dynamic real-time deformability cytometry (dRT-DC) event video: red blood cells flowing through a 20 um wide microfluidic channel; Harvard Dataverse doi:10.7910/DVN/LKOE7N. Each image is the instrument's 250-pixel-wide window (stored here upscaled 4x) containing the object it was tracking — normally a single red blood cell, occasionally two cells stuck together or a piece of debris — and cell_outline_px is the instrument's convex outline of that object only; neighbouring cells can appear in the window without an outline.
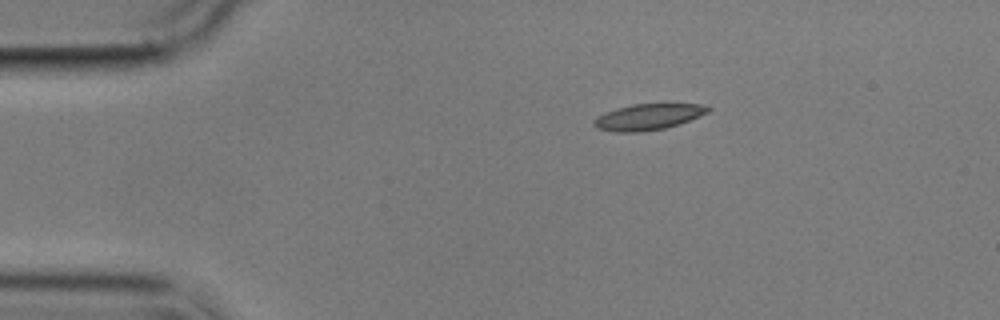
{"species": "common noctule bat (a hibernating species)", "species_latin": "Nyctalus noctula", "temperature_condition": "cold", "stored_images_in_passage": 6, "camera_frame_rate_fps": 3000, "um_per_image_px": 0.085, "animal": {"sex": "male", "body_mass_g": 17.9}, "frame": {"image": 1, "passage_image": 1, "time_ms": 0.0, "image_size_px": [1000, 320], "cell_outline_px": [[712, 108], [708, 112], [700, 116], [680, 124], [664, 128], [640, 132], [616, 132], [596, 128], [592, 124], [592, 120], [596, 116], [604, 112], [616, 108], [632, 104], [704, 104]], "centroid_in_image_um": [55.06, 9.93], "position_along_channel_um": 29.9, "area_um2": 17.51}}
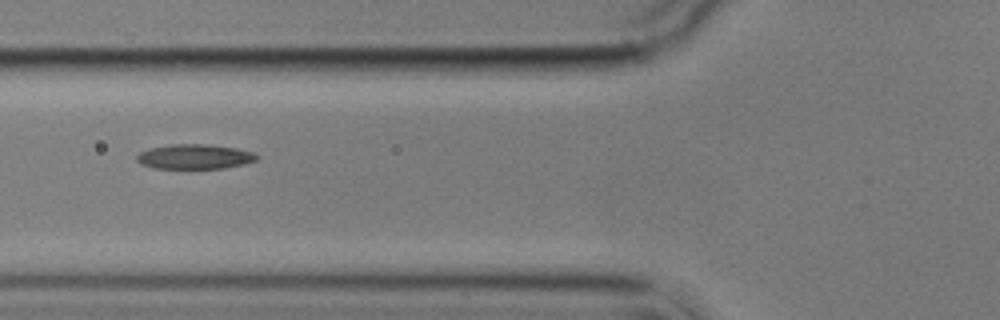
{"frame": {"image": 2, "passage_image": 4, "time_ms": 3.667, "image_size_px": [1000, 320], "cell_outline_px": [[260, 156], [256, 160], [244, 164], [224, 168], [152, 168], [140, 164], [136, 160], [136, 156], [140, 152], [148, 148], [172, 144], [208, 144], [236, 148], [252, 152]], "centroid_in_image_um": [16.52, 13.31], "position_along_channel_um": 109.3, "area_um2": 17.4}}
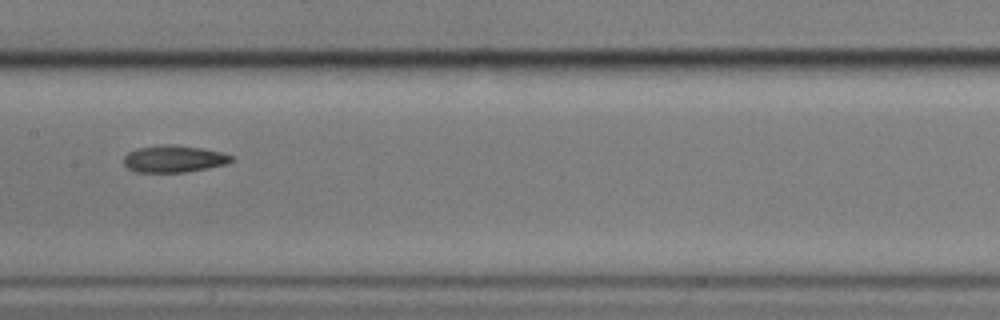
{"frame": {"image": 3, "passage_image": 6, "time_ms": 6.0, "image_size_px": [1000, 320], "cell_outline_px": [[236, 160], [228, 164], [208, 168], [184, 172], [132, 172], [124, 164], [124, 156], [128, 152], [136, 148], [172, 144], [200, 148], [220, 152], [236, 156]], "centroid_in_image_um": [14.82, 13.51], "position_along_channel_um": 192.6, "area_um2": 17.05}}